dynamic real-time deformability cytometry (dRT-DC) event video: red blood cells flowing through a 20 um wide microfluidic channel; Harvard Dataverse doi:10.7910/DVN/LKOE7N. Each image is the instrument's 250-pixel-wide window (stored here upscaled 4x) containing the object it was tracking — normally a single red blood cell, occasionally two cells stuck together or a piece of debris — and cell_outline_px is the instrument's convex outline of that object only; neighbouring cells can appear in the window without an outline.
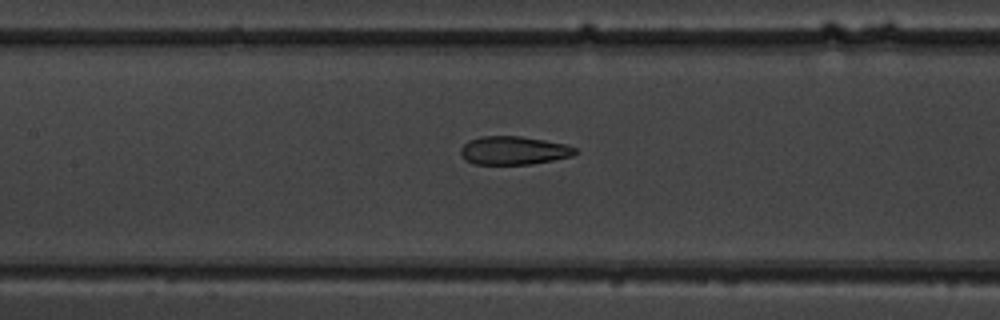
{"species": "common noctule bat (a hibernating species)", "species_latin": "Nyctalus noctula", "temperature_condition": "warm", "stored_images_in_passage": 6, "camera_frame_rate_fps": 3000, "um_per_image_px": 0.085, "animal": {"sex": "male", "body_mass_g": 19.5, "forearm_length_mm": 54.6}, "frame": {"image": 1, "passage_image": 6, "time_ms": 7.333, "image_size_px": [1000, 320], "cell_outline_px": [[580, 152], [572, 156], [532, 164], [472, 164], [464, 160], [460, 156], [460, 148], [468, 140], [480, 136], [520, 136], [568, 144], [576, 148]], "centroid_in_image_um": [43.65, 12.79], "position_along_channel_um": 163.8, "area_um2": 19.25}}